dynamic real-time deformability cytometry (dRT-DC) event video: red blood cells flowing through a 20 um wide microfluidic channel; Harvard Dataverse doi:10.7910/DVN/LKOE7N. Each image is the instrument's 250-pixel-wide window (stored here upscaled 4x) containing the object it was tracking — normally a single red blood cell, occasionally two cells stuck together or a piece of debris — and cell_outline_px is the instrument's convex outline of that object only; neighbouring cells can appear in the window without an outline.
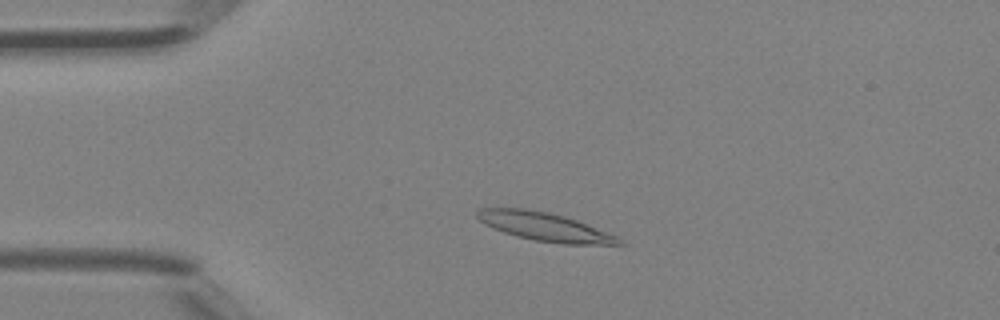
{"species": "Egyptian fruit bat (a non-hibernating species)", "species_latin": "Rousettus aegyptiacus", "temperature_condition": "room temperature", "stored_images_in_passage": 2, "camera_frame_rate_fps": 3000, "um_per_image_px": 0.085, "animal": {"sex": "female"}, "frame": {"image": 1, "passage_image": 1, "time_ms": 0.0, "image_size_px": [1000, 320], "cell_outline_px": [[624, 244], [564, 244], [536, 240], [516, 236], [492, 228], [484, 224], [476, 216], [476, 212], [480, 208], [524, 208], [548, 212], [564, 216], [576, 220], [616, 236]], "centroid_in_image_um": [46.23, 19.26], "position_along_channel_um": 38.8, "area_um2": 23.12}}